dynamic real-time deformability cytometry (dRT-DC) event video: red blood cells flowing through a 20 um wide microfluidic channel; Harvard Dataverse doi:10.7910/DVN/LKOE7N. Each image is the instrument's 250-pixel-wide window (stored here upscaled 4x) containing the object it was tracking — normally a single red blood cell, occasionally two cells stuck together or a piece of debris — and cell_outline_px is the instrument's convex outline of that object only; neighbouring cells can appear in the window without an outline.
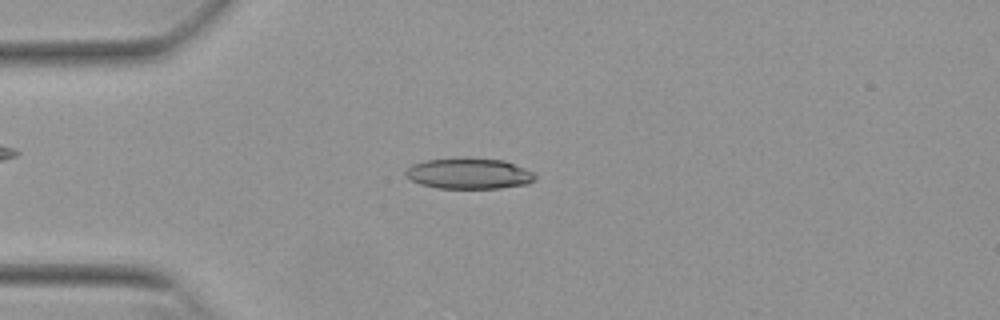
{"species": "Egyptian fruit bat (a non-hibernating species)", "species_latin": "Rousettus aegyptiacus", "temperature_condition": "warm", "stored_images_in_passage": 42, "camera_frame_rate_fps": 3000, "um_per_image_px": 0.085, "animal": {"sex": "female"}, "frame": {"image": 1, "passage_image": 3, "time_ms": 0.667, "image_size_px": [1000, 320], "cell_outline_px": [[536, 180], [528, 184], [500, 188], [436, 188], [420, 184], [412, 180], [404, 172], [412, 164], [424, 160], [464, 156], [504, 160], [524, 168], [532, 172], [536, 176]], "centroid_in_image_um": [39.86, 14.73], "position_along_channel_um": 45.1, "area_um2": 23.64}}
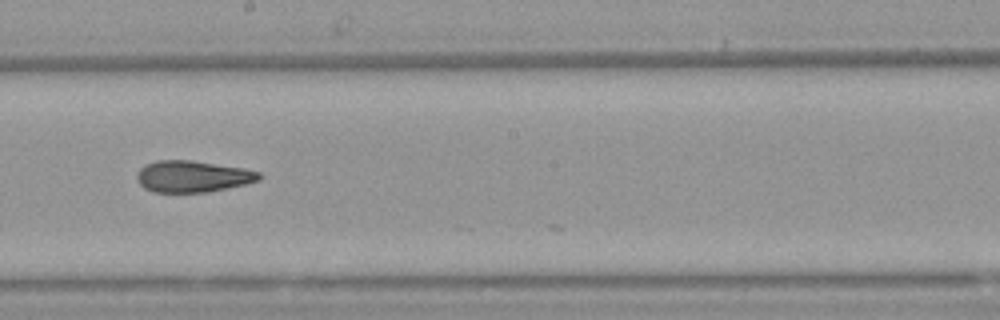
{"frame": {"image": 2, "passage_image": 19, "time_ms": 6.0, "image_size_px": [1000, 320], "cell_outline_px": [[260, 180], [244, 184], [208, 192], [152, 192], [144, 188], [136, 180], [136, 176], [140, 168], [156, 160], [188, 160], [244, 168], [260, 172]], "centroid_in_image_um": [16.34, 15.0], "position_along_channel_um": 231.9, "area_um2": 22.31}}
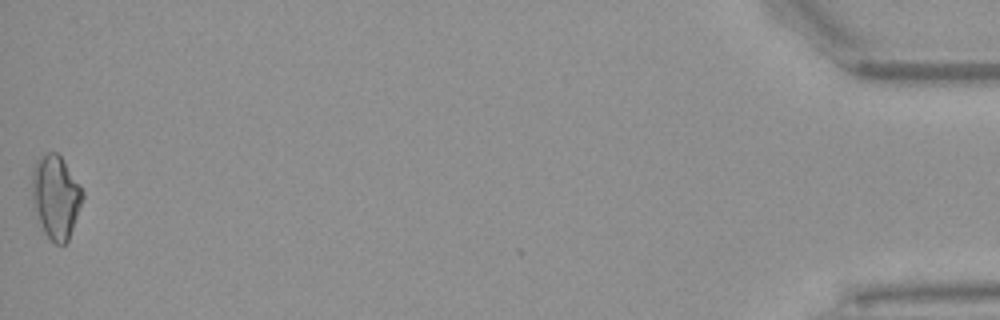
{"frame": {"image": 3, "passage_image": 42, "time_ms": 13.667, "image_size_px": [1000, 320], "cell_outline_px": [[84, 196], [68, 240], [64, 244], [56, 244], [44, 232], [32, 200], [32, 172], [36, 160], [48, 152], [56, 152], [60, 156], [84, 192]], "centroid_in_image_um": [4.74, 16.72], "position_along_channel_um": 430.5, "area_um2": 23.93}, "authors_computed_cell_mechanics": {"area_um2": 22.5998, "velocity_mm_per_s": 3.8783, "shape_relaxation_time_tau1_ms": null, "shape_relaxation_time_tau2_ms": 3.2529, "deformation_change_tau1": null, "deformation_change_tau2": 0.1184}}